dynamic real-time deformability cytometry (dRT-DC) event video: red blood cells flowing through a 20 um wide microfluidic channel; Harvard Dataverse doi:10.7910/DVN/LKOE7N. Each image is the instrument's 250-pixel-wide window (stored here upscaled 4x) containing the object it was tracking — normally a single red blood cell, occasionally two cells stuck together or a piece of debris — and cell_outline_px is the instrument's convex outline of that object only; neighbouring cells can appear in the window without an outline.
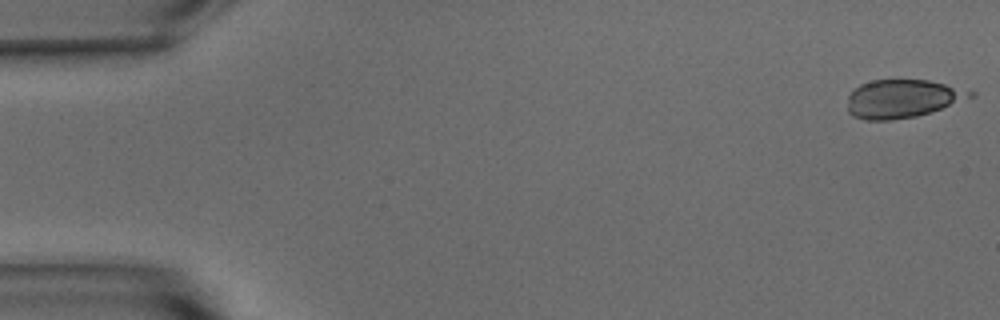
{"species": "common noctule bat (a hibernating species)", "species_latin": "Nyctalus noctula", "temperature_condition": "warm", "stored_images_in_passage": 4, "camera_frame_rate_fps": 3000, "um_per_image_px": 0.085, "animal": {"sex": "male", "body_mass_g": 15.6}, "frame": {"image": 1, "passage_image": 1, "time_ms": 0.0, "image_size_px": [1000, 320], "cell_outline_px": [[960, 96], [948, 104], [940, 108], [916, 116], [892, 120], [864, 120], [852, 116], [848, 112], [848, 96], [860, 84], [872, 80], [928, 80], [944, 84], [960, 92]], "centroid_in_image_um": [76.37, 8.41], "position_along_channel_um": 8.6, "area_um2": 25.55}}